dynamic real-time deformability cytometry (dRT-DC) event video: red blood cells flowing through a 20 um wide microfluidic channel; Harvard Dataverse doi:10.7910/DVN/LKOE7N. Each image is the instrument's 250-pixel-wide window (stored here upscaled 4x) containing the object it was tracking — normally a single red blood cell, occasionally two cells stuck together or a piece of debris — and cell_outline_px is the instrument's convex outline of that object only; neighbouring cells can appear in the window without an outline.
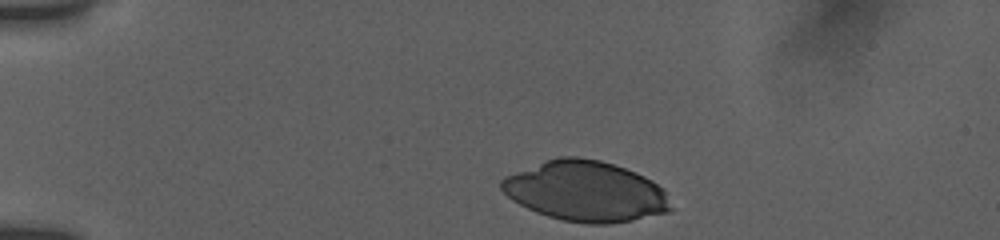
{"species": "human", "species_latin": "Homo sapiens", "temperature_condition": "room temperature", "stored_images_in_passage": 36, "camera_frame_rate_fps": 3000, "um_per_image_px": 0.085, "donor": {"sex": "female"}, "frame": {"image": 1, "passage_image": 1, "time_ms": 0.0, "image_size_px": [1000, 240], "cell_outline_px": [[672, 208], [668, 212], [632, 220], [608, 224], [584, 224], [564, 220], [548, 216], [536, 212], [512, 200], [500, 188], [500, 180], [504, 176], [548, 160], [560, 156], [576, 156], [600, 160], [636, 172], [652, 180], [664, 188]], "centroid_in_image_um": [49.79, 16.26], "position_along_channel_um": 35.2, "area_um2": 59.36}}